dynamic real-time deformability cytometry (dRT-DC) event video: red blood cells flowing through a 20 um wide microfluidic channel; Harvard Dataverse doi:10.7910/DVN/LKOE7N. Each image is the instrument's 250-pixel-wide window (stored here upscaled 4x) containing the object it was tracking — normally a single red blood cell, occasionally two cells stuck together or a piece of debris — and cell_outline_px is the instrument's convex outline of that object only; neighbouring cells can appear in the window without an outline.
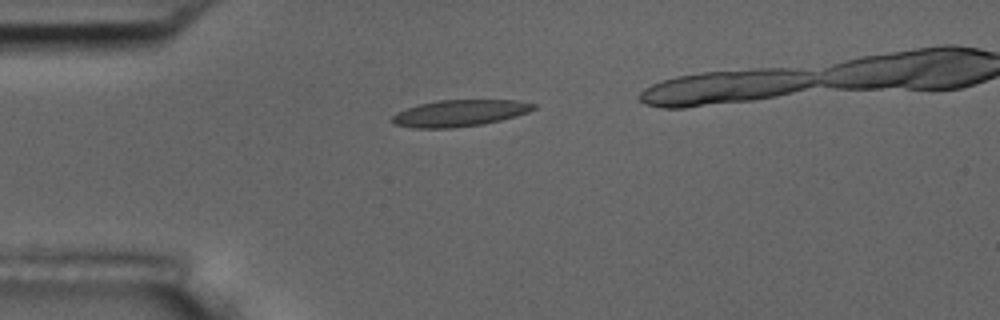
{"species": "common noctule bat (a hibernating species)", "species_latin": "Nyctalus noctula", "temperature_condition": "room temperature", "stored_images_in_passage": 38, "camera_frame_rate_fps": 3000, "um_per_image_px": 0.085, "animal": {"sex": "male", "body_mass_g": 17.5, "forearm_length_mm": 52.3}, "frame": {"image": 1, "passage_image": 5, "time_ms": 1.333, "image_size_px": [1000, 320], "cell_outline_px": [[536, 108], [528, 112], [516, 116], [484, 124], [452, 128], [412, 128], [392, 124], [388, 120], [396, 112], [420, 104], [436, 100], [520, 100], [536, 104]], "centroid_in_image_um": [39.04, 9.62], "position_along_channel_um": 46.0, "area_um2": 22.14}}
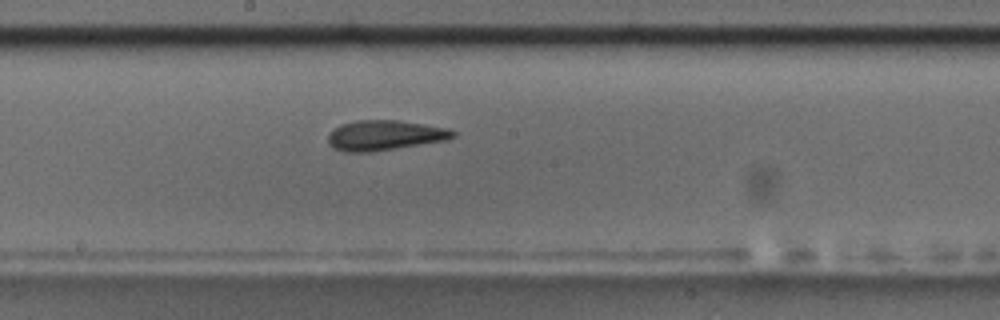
{"frame": {"image": 2, "passage_image": 20, "time_ms": 6.333, "image_size_px": [1000, 320], "cell_outline_px": [[456, 136], [448, 140], [372, 152], [344, 152], [332, 148], [328, 144], [328, 132], [332, 128], [340, 124], [356, 120], [396, 120], [452, 128], [456, 132]], "centroid_in_image_um": [32.69, 11.5], "position_along_channel_um": 215.5, "area_um2": 22.37}}
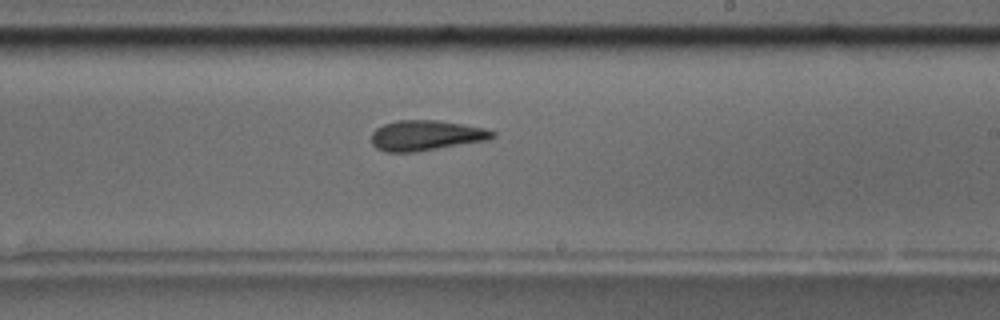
{"frame": {"image": 3, "passage_image": 23, "time_ms": 7.333, "image_size_px": [1000, 320], "cell_outline_px": [[496, 136], [488, 140], [416, 152], [384, 152], [376, 148], [372, 144], [372, 132], [376, 128], [384, 124], [396, 120], [440, 120], [464, 124], [484, 128], [496, 132]], "centroid_in_image_um": [36.21, 11.51], "position_along_channel_um": 252.8, "area_um2": 21.56}, "authors_computed_cell_mechanics": {"area_um2": 21.2704, "velocity_mm_per_s": 3.7406, "shape_relaxation_time_tau1_ms": 5.3388, "shape_relaxation_time_tau2_ms": 2.2055, "deformation_change_tau1": 0.167, "deformation_change_tau2": 0.1012}}